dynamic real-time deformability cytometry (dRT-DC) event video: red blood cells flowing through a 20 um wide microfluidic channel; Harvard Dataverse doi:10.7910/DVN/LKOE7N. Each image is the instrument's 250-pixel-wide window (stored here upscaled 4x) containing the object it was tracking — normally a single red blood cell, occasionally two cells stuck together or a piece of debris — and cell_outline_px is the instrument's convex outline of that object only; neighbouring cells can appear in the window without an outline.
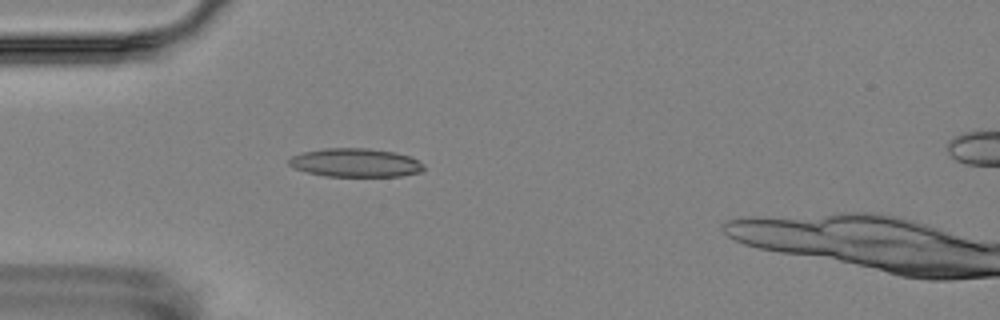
{"species": "Egyptian fruit bat (a non-hibernating species)", "species_latin": "Rousettus aegyptiacus", "temperature_condition": "room temperature", "stored_images_in_passage": 5, "camera_frame_rate_fps": 3000, "um_per_image_px": 0.085, "animal": {"sex": "female"}, "frame": {"image": 1, "passage_image": 4, "time_ms": 4.333, "image_size_px": [1000, 320], "cell_outline_px": [[424, 172], [400, 176], [324, 176], [292, 168], [288, 164], [288, 160], [292, 156], [304, 152], [324, 148], [368, 148], [396, 152], [408, 156], [424, 164]], "centroid_in_image_um": [30.22, 13.83], "position_along_channel_um": 54.8, "area_um2": 22.54}}